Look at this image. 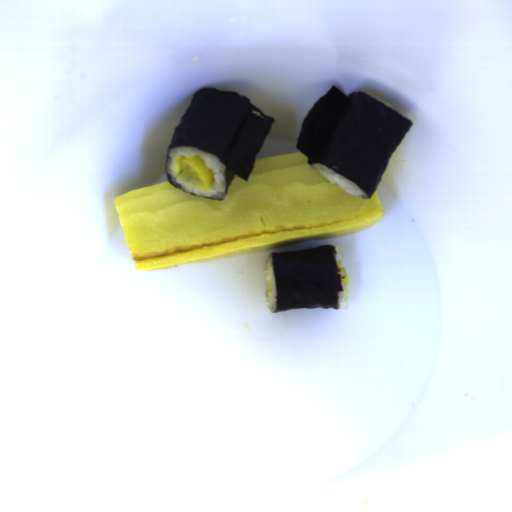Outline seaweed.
<instances>
[{"label": "seaweed", "mask_w": 512, "mask_h": 512, "mask_svg": "<svg viewBox=\"0 0 512 512\" xmlns=\"http://www.w3.org/2000/svg\"><path fill=\"white\" fill-rule=\"evenodd\" d=\"M412 125L362 90L347 95L333 85L309 110L296 149L309 165L338 172L371 199Z\"/></svg>", "instance_id": "1"}, {"label": "seaweed", "mask_w": 512, "mask_h": 512, "mask_svg": "<svg viewBox=\"0 0 512 512\" xmlns=\"http://www.w3.org/2000/svg\"><path fill=\"white\" fill-rule=\"evenodd\" d=\"M276 118L237 91L203 87L191 98L167 153L188 146L214 154L226 167V189L235 176L249 181L256 157Z\"/></svg>", "instance_id": "2"}, {"label": "seaweed", "mask_w": 512, "mask_h": 512, "mask_svg": "<svg viewBox=\"0 0 512 512\" xmlns=\"http://www.w3.org/2000/svg\"><path fill=\"white\" fill-rule=\"evenodd\" d=\"M334 245L271 252L276 282L275 313L289 309H339L342 273Z\"/></svg>", "instance_id": "3"}, {"label": "seaweed", "mask_w": 512, "mask_h": 512, "mask_svg": "<svg viewBox=\"0 0 512 512\" xmlns=\"http://www.w3.org/2000/svg\"><path fill=\"white\" fill-rule=\"evenodd\" d=\"M166 178H167V181L170 183L171 186H173L174 188L176 189H180L182 190L181 188H179L178 186H176L175 184L172 183L171 179L169 178L168 174L166 173Z\"/></svg>", "instance_id": "4"}]
</instances>
